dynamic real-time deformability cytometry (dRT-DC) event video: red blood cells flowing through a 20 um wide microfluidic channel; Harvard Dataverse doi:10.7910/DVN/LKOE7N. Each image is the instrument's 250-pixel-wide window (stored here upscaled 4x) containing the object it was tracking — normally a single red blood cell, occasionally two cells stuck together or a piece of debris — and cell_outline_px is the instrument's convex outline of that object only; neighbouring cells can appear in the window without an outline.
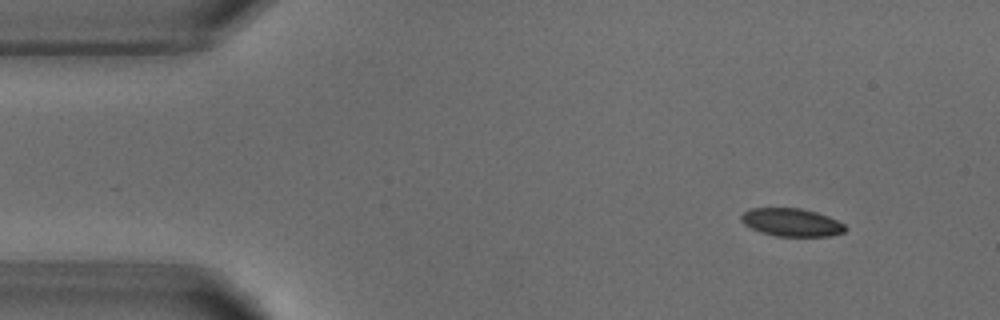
{"species": "common noctule bat (a hibernating species)", "species_latin": "Nyctalus noctula", "temperature_condition": "warm", "stored_images_in_passage": 5, "camera_frame_rate_fps": 3000, "um_per_image_px": 0.085, "animal": {"sex": "male", "body_mass_g": 18.8}, "frame": {"image": 1, "passage_image": 1, "time_ms": 0.0, "image_size_px": [1000, 320], "cell_outline_px": [[848, 228], [844, 232], [828, 236], [776, 236], [760, 232], [744, 224], [740, 220], [740, 216], [744, 212], [752, 208], [800, 208], [816, 212], [828, 216], [844, 224]], "centroid_in_image_um": [67.28, 18.9], "position_along_channel_um": 17.7, "area_um2": 16.94}}
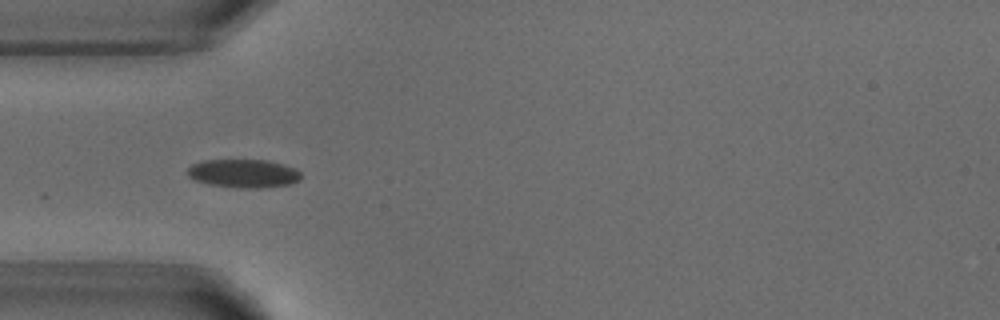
{"frame": {"image": 2, "passage_image": 4, "time_ms": 3.333, "image_size_px": [1000, 320], "cell_outline_px": [[300, 180], [292, 184], [260, 188], [236, 188], [208, 184], [196, 180], [188, 176], [188, 168], [192, 164], [200, 160], [268, 160], [284, 164], [296, 168], [300, 172]], "centroid_in_image_um": [20.72, 14.74], "position_along_channel_um": 64.3, "area_um2": 19.02}}